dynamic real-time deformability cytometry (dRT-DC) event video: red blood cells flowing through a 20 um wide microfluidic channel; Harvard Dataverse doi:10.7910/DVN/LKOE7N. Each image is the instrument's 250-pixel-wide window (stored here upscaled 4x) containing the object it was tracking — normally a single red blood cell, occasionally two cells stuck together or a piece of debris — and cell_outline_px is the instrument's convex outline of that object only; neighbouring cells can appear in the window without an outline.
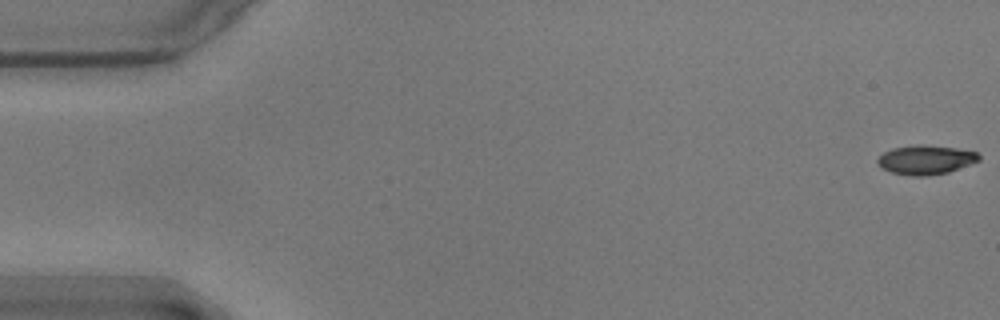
{"species": "common noctule bat (a hibernating species)", "species_latin": "Nyctalus noctula", "temperature_condition": "warm", "stored_images_in_passage": 13, "camera_frame_rate_fps": 3000, "um_per_image_px": 0.085, "animal": {"sex": "male", "body_mass_g": 17.9}, "frame": {"image": 1, "passage_image": 1, "time_ms": 0.0, "image_size_px": [1000, 320], "cell_outline_px": [[980, 160], [948, 172], [928, 176], [912, 176], [892, 172], [880, 168], [876, 160], [884, 152], [892, 148], [920, 144], [956, 148], [976, 152], [980, 156]], "centroid_in_image_um": [78.66, 13.58], "position_along_channel_um": 6.3, "area_um2": 17.17}}